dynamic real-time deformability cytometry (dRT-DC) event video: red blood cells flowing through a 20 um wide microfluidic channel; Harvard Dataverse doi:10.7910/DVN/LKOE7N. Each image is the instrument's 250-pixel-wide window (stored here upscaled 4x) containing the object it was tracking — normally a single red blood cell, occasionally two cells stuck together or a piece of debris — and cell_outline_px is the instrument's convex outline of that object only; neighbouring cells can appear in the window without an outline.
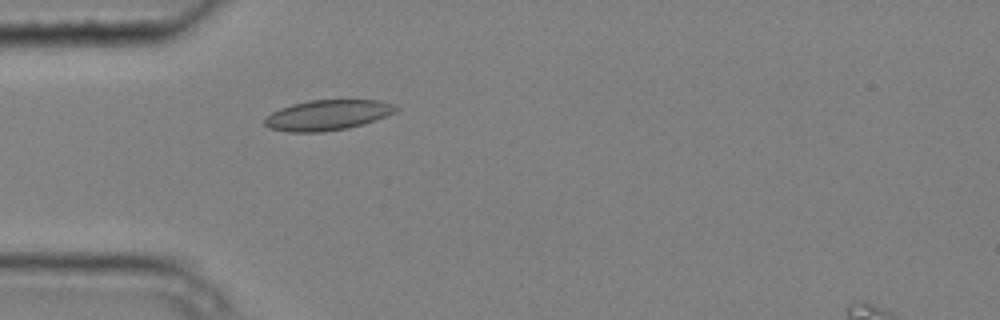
{"species": "common noctule bat (a hibernating species)", "species_latin": "Nyctalus noctula", "temperature_condition": "cold", "stored_images_in_passage": 2, "camera_frame_rate_fps": 3000, "um_per_image_px": 0.085, "animal": {"sex": "male", "body_mass_g": 20.4}, "frame": {"image": 1, "passage_image": 2, "time_ms": 0.333, "image_size_px": [1000, 320], "cell_outline_px": [[400, 108], [396, 112], [364, 124], [348, 128], [324, 132], [288, 132], [268, 128], [264, 124], [264, 116], [280, 108], [292, 104], [308, 100], [380, 100], [392, 104]], "centroid_in_image_um": [27.81, 9.78], "position_along_channel_um": 57.2, "area_um2": 23.41}}